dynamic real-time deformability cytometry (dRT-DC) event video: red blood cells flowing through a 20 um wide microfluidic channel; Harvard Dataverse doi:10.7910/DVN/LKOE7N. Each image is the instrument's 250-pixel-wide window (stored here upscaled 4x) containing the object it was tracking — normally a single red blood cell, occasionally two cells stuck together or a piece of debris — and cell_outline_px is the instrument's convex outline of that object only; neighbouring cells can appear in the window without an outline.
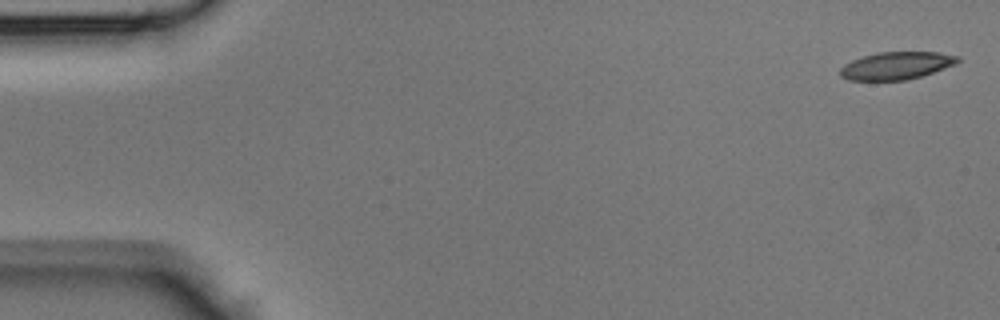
{"species": "Egyptian fruit bat (a non-hibernating species)", "species_latin": "Rousettus aegyptiacus", "temperature_condition": "room temperature", "stored_images_in_passage": 44, "camera_frame_rate_fps": 3000, "um_per_image_px": 0.085, "animal": {"sex": "male"}, "frame": {"image": 1, "passage_image": 1, "time_ms": 0.0, "image_size_px": [1000, 320], "cell_outline_px": [[960, 60], [956, 64], [908, 80], [848, 80], [840, 76], [840, 68], [844, 64], [852, 60], [864, 56], [880, 52], [940, 52], [960, 56]], "centroid_in_image_um": [76.2, 5.57], "position_along_channel_um": 8.8, "area_um2": 18.84}}
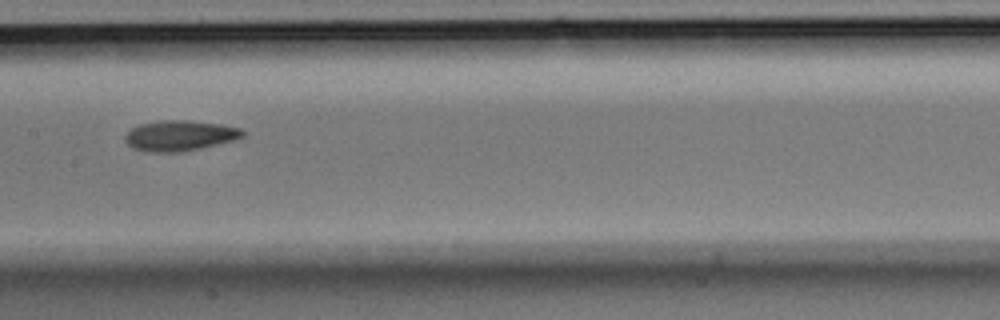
{"frame": {"image": 2, "passage_image": 22, "time_ms": 7.0, "image_size_px": [1000, 320], "cell_outline_px": [[244, 136], [232, 140], [200, 148], [180, 152], [144, 152], [132, 148], [124, 140], [124, 136], [132, 128], [140, 124], [160, 120], [188, 120], [220, 124], [240, 128], [244, 132]], "centroid_in_image_um": [15.23, 11.53], "position_along_channel_um": 192.2, "area_um2": 20.81}}
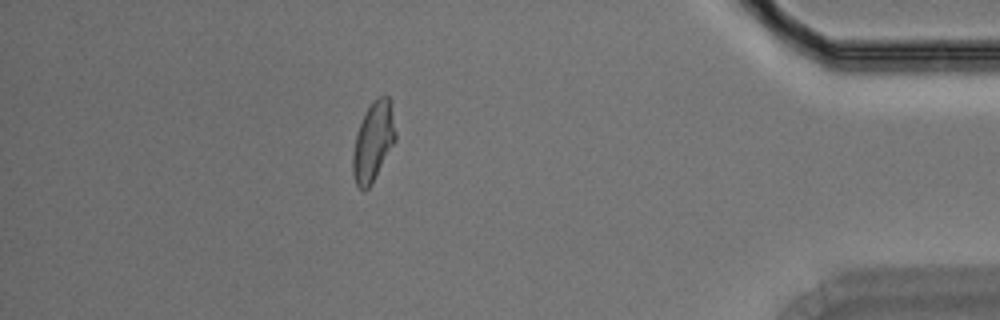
{"frame": {"image": 3, "passage_image": 39, "time_ms": 12.667, "image_size_px": [1000, 320], "cell_outline_px": [[396, 140], [372, 184], [368, 188], [360, 188], [356, 184], [352, 172], [352, 156], [356, 132], [372, 100], [380, 96], [388, 96], [396, 132]], "centroid_in_image_um": [31.71, 12.06], "position_along_channel_um": 403.5, "area_um2": 19.48}}